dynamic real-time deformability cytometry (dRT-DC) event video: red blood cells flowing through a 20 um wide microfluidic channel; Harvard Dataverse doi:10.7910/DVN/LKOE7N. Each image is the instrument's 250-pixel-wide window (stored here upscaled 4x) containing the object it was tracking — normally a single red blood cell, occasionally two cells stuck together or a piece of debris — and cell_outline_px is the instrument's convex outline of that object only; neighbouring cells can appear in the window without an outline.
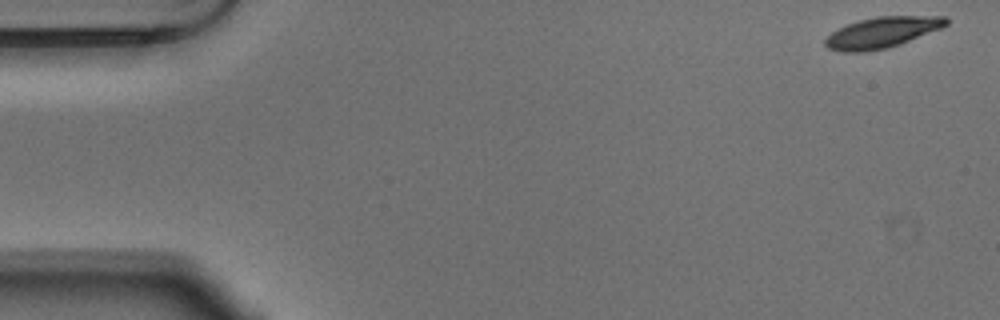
{"species": "Egyptian fruit bat (a non-hibernating species)", "species_latin": "Rousettus aegyptiacus", "temperature_condition": "warm", "stored_images_in_passage": 54, "camera_frame_rate_fps": 3000, "um_per_image_px": 0.085, "animal": {"sex": "male"}, "frame": {"image": 1, "passage_image": 1, "time_ms": 0.0, "image_size_px": [1000, 320], "cell_outline_px": [[948, 24], [940, 28], [900, 44], [884, 48], [864, 52], [844, 52], [828, 48], [824, 44], [824, 40], [832, 32], [848, 24], [860, 20], [876, 16], [948, 16]], "centroid_in_image_um": [74.97, 2.75], "position_along_channel_um": 10.0, "area_um2": 21.44}}
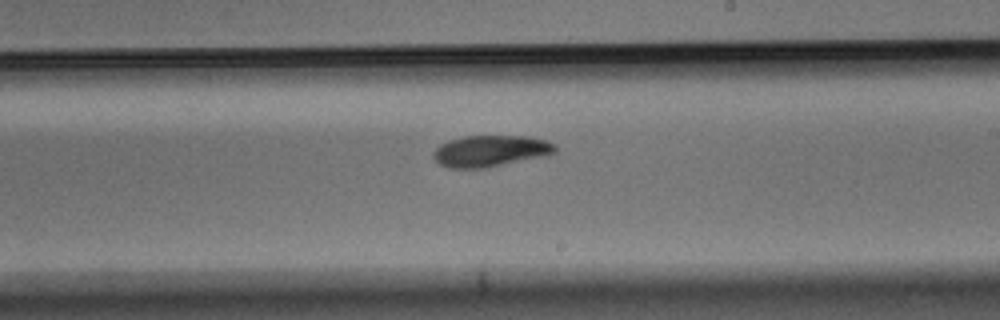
{"frame": {"image": 2, "passage_image": 31, "time_ms": 10.0, "image_size_px": [1000, 320], "cell_outline_px": [[556, 152], [544, 156], [488, 168], [448, 168], [440, 164], [432, 156], [432, 152], [440, 144], [448, 140], [464, 136], [528, 136], [544, 140], [556, 144]], "centroid_in_image_um": [41.67, 12.84], "position_along_channel_um": 247.3, "area_um2": 22.43}}
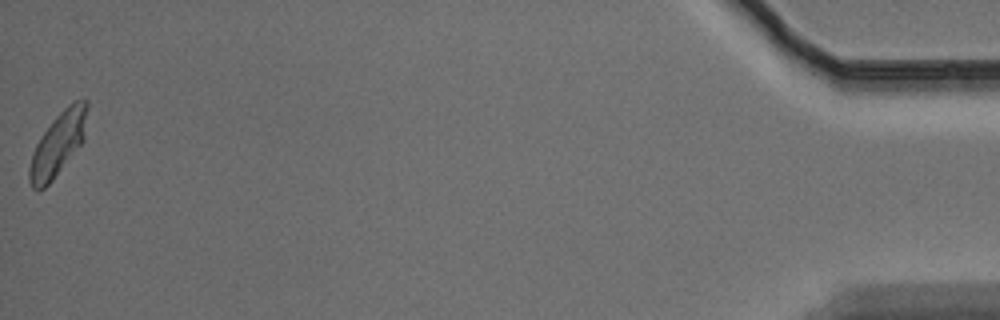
{"frame": {"image": 3, "passage_image": 54, "time_ms": 17.667, "image_size_px": [1000, 320], "cell_outline_px": [[88, 108], [84, 140], [52, 180], [44, 188], [36, 192], [32, 188], [28, 180], [28, 168], [32, 152], [36, 144], [52, 120], [68, 104], [76, 100], [88, 100]], "centroid_in_image_um": [4.91, 12.25], "position_along_channel_um": 430.3, "area_um2": 21.33}, "authors_computed_cell_mechanics": {"area_um2": 22.0218, "velocity_mm_per_s": 3.6541, "shape_relaxation_time_tau1_ms": 3.0151, "shape_relaxation_time_tau2_ms": 4.7676, "deformation_change_tau1": 0.1455, "deformation_change_tau2": 0.0868}}